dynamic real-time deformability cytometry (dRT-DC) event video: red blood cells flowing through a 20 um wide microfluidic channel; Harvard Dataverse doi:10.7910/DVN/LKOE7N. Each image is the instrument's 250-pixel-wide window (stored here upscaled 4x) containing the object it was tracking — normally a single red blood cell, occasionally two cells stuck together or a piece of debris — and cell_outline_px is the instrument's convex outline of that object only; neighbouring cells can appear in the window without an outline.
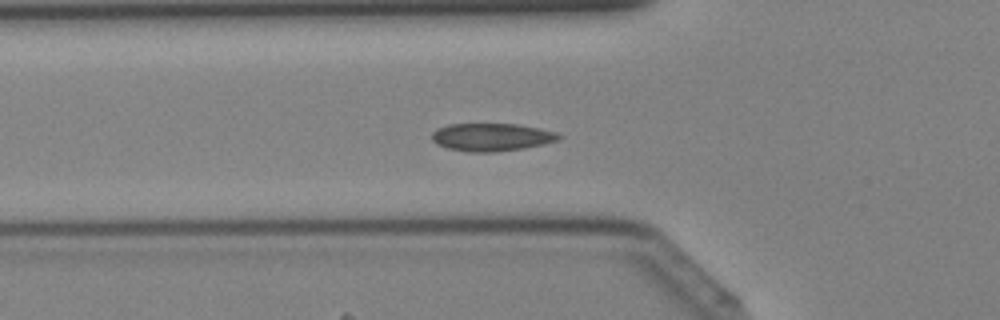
{"species": "Egyptian fruit bat (a non-hibernating species)", "species_latin": "Rousettus aegyptiacus", "temperature_condition": "cold", "stored_images_in_passage": 36, "camera_frame_rate_fps": 3000, "um_per_image_px": 0.085, "animal": {"sex": "female"}, "frame": {"image": 1, "passage_image": 9, "time_ms": 2.667, "image_size_px": [1000, 320], "cell_outline_px": [[564, 136], [560, 140], [544, 144], [524, 148], [496, 152], [468, 152], [448, 148], [436, 144], [432, 140], [432, 132], [436, 128], [448, 124], [516, 124], [540, 128], [556, 132]], "centroid_in_image_um": [41.8, 11.65], "position_along_channel_um": 84.0, "area_um2": 20.81}}
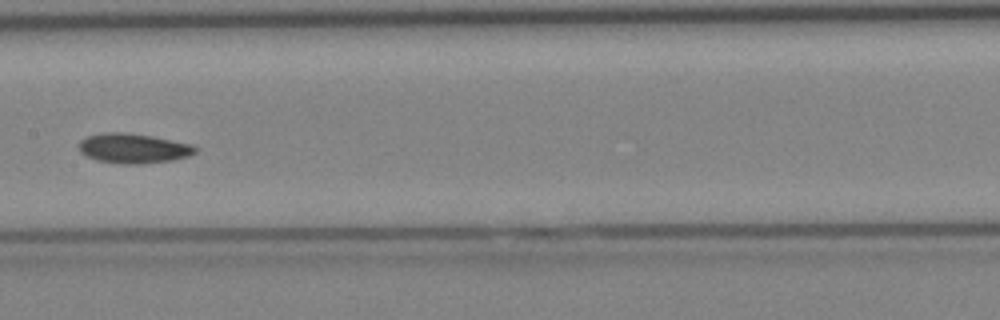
{"frame": {"image": 2, "passage_image": 16, "time_ms": 5.0, "image_size_px": [1000, 320], "cell_outline_px": [[196, 152], [188, 156], [172, 160], [140, 164], [124, 164], [96, 160], [80, 152], [80, 140], [88, 136], [104, 132], [124, 132], [152, 136], [192, 144], [196, 148]], "centroid_in_image_um": [11.34, 12.6], "position_along_channel_um": 196.1, "area_um2": 20.06}}
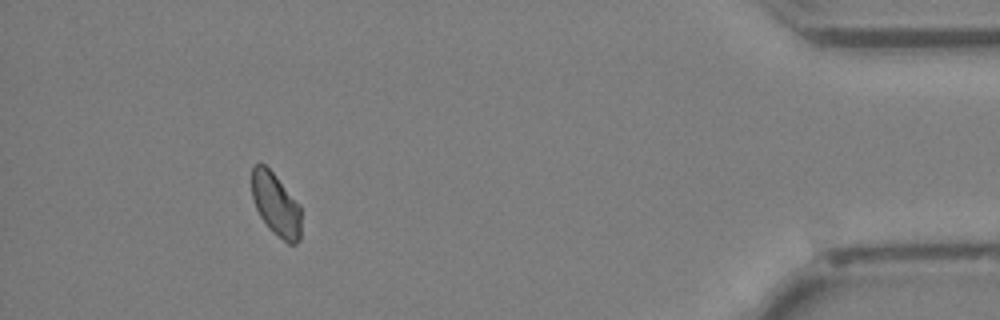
{"frame": {"image": 3, "passage_image": 33, "time_ms": 10.667, "image_size_px": [1000, 320], "cell_outline_px": [[300, 240], [296, 244], [288, 244], [272, 232], [268, 228], [260, 216], [256, 208], [252, 196], [252, 168], [256, 164], [264, 164], [276, 176], [300, 204]], "centroid_in_image_um": [23.46, 17.41], "position_along_channel_um": 411.7, "area_um2": 18.09}}